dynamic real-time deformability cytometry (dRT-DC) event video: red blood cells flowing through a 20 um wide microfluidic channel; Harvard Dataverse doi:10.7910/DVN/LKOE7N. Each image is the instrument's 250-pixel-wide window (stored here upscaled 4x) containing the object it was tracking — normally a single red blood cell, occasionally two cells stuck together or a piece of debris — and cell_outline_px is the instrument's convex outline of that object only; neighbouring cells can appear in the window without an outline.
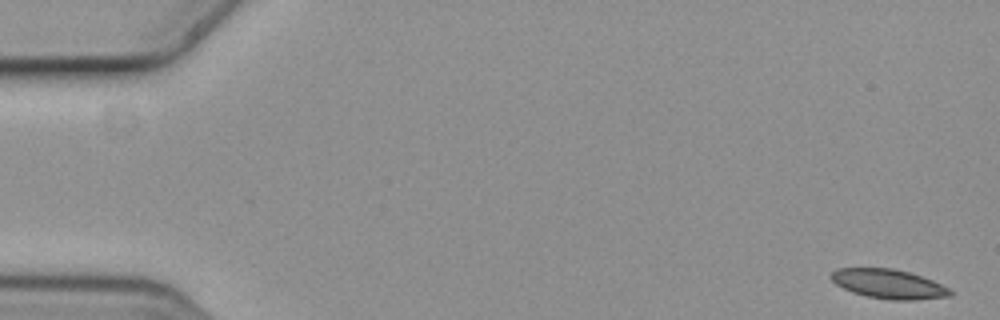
{"species": "common noctule bat (a hibernating species)", "species_latin": "Nyctalus noctula", "temperature_condition": "cold", "stored_images_in_passage": 4, "camera_frame_rate_fps": 3000, "um_per_image_px": 0.085, "animal": {"sex": "female", "body_mass_g": 19.3, "forearm_length_mm": 54.1}, "frame": {"image": 1, "passage_image": 1, "time_ms": 0.0, "image_size_px": [1000, 320], "cell_outline_px": [[956, 292], [952, 296], [916, 300], [892, 300], [868, 296], [852, 292], [836, 284], [828, 276], [836, 268], [892, 268], [908, 272], [932, 280]], "centroid_in_image_um": [75.54, 24.14], "position_along_channel_um": 9.5, "area_um2": 20.35}}